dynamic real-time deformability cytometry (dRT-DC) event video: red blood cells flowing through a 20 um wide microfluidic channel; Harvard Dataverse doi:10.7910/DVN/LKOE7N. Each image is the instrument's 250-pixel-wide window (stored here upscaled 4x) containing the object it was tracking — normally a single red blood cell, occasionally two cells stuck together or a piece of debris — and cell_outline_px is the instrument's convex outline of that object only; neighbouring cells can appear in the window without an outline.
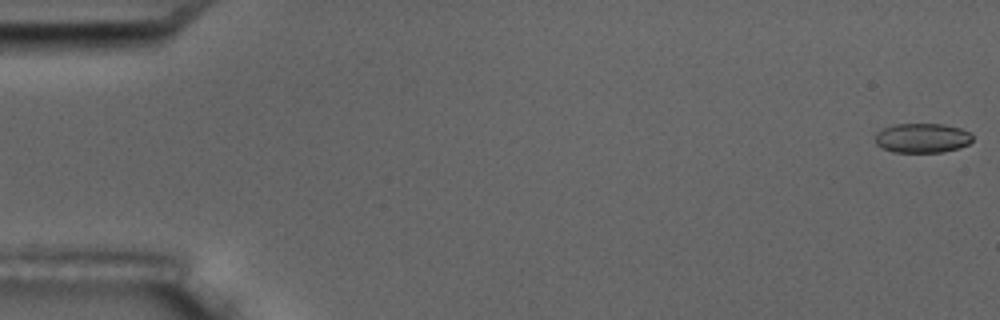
{"species": "common noctule bat (a hibernating species)", "species_latin": "Nyctalus noctula", "temperature_condition": "room temperature", "stored_images_in_passage": 5, "segment_of_instrument_passage": [1, 2], "camera_frame_rate_fps": 3000, "um_per_image_px": 0.085, "animal": {"sex": "male", "body_mass_g": 17.5, "forearm_length_mm": 52.3}, "frame": {"image": 1, "passage_image": 1, "time_ms": 0.0, "image_size_px": [1000, 320], "cell_outline_px": [[972, 140], [968, 144], [960, 148], [944, 152], [892, 152], [876, 144], [876, 132], [884, 128], [896, 124], [944, 124], [960, 128], [968, 132], [972, 136]], "centroid_in_image_um": [78.4, 11.73], "position_along_channel_um": 6.6, "area_um2": 16.7}}